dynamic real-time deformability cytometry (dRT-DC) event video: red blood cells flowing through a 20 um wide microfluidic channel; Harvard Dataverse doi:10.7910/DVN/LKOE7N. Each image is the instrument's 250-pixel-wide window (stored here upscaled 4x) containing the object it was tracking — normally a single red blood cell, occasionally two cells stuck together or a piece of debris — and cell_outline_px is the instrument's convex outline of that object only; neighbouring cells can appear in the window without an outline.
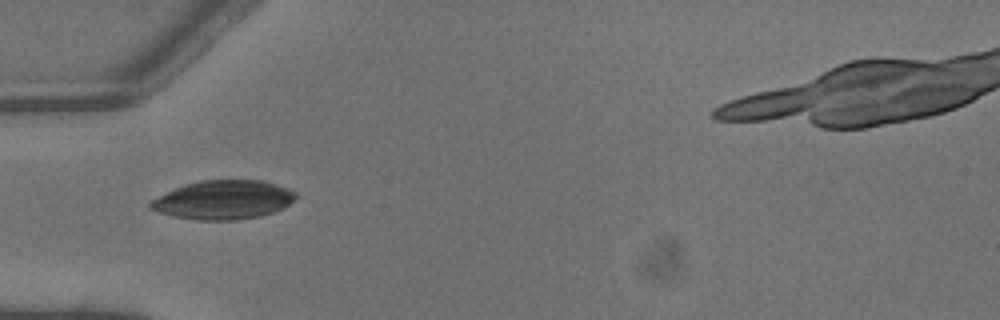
{"species": "common noctule bat (a hibernating species)", "species_latin": "Nyctalus noctula", "temperature_condition": "warm", "stored_images_in_passage": 2, "camera_frame_rate_fps": 3000, "um_per_image_px": 0.085, "animal": {"sex": "male", "body_mass_g": 13.3}, "frame": {"image": 1, "passage_image": 2, "time_ms": 0.333, "image_size_px": [1000, 320], "cell_outline_px": [[300, 196], [288, 204], [272, 212], [260, 216], [236, 220], [196, 220], [172, 216], [148, 208], [148, 204], [152, 200], [184, 184], [200, 180], [260, 180], [276, 184], [288, 188], [296, 192]], "centroid_in_image_um": [19.0, 16.98], "position_along_channel_um": 66.0, "area_um2": 32.83}}